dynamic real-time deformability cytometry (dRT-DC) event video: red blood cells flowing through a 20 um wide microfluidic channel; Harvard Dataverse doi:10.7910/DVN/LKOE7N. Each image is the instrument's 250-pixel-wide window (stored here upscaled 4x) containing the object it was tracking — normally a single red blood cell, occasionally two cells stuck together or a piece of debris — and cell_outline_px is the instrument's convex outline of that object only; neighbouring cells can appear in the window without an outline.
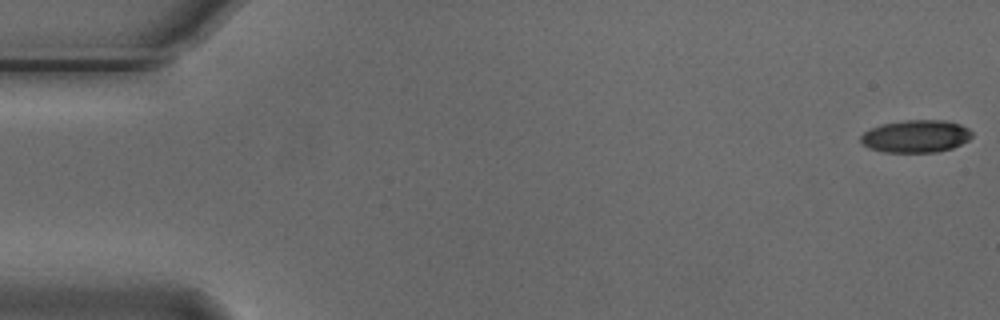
{"species": "Egyptian fruit bat (a non-hibernating species)", "species_latin": "Rousettus aegyptiacus", "temperature_condition": "cold", "stored_images_in_passage": 48, "camera_frame_rate_fps": 3000, "um_per_image_px": 0.085, "animal": {"sex": "male"}, "frame": {"image": 1, "passage_image": 1, "time_ms": 0.0, "image_size_px": [1000, 320], "cell_outline_px": [[972, 136], [968, 140], [952, 148], [936, 152], [884, 152], [868, 148], [860, 140], [860, 136], [864, 132], [872, 128], [884, 124], [904, 120], [944, 120], [960, 124], [968, 128], [972, 132]], "centroid_in_image_um": [77.86, 11.58], "position_along_channel_um": 7.1, "area_um2": 20.98}}
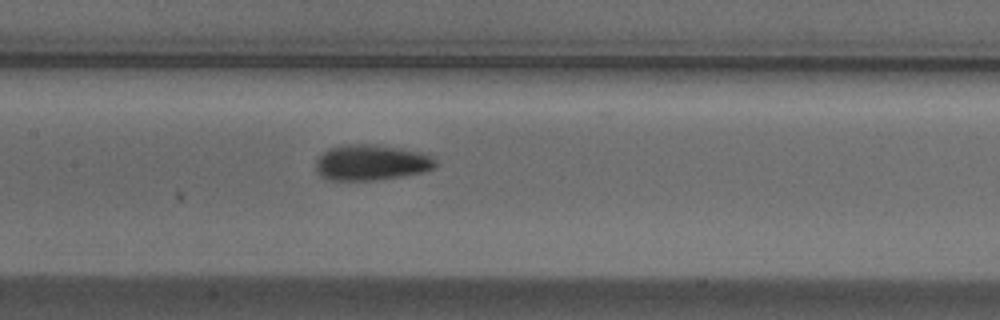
{"frame": {"image": 2, "passage_image": 26, "time_ms": 8.333, "image_size_px": [1000, 320], "cell_outline_px": [[436, 168], [424, 172], [400, 176], [372, 180], [332, 180], [320, 176], [316, 172], [316, 160], [328, 148], [340, 144], [376, 144], [428, 152], [436, 160]], "centroid_in_image_um": [31.6, 13.79], "position_along_channel_um": 175.8, "area_um2": 25.32}}
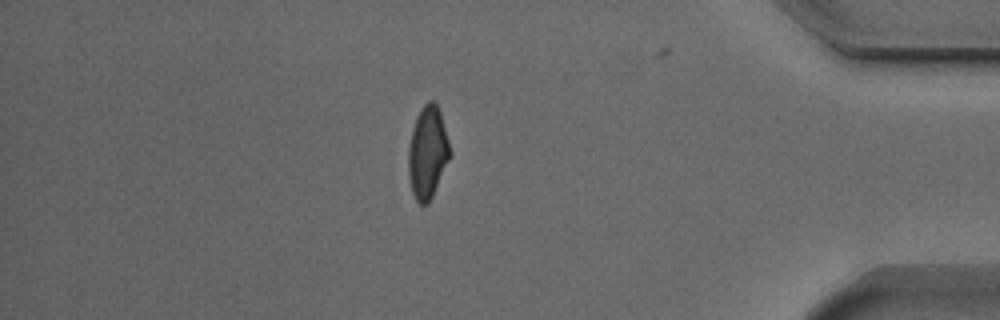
{"frame": {"image": 3, "passage_image": 47, "time_ms": 15.333, "image_size_px": [1000, 320], "cell_outline_px": [[452, 152], [432, 196], [428, 204], [420, 204], [416, 200], [412, 192], [408, 172], [408, 148], [412, 128], [416, 116], [424, 104], [428, 100], [432, 100], [436, 104], [440, 112]], "centroid_in_image_um": [36.33, 12.94], "position_along_channel_um": 398.9, "area_um2": 22.25}}